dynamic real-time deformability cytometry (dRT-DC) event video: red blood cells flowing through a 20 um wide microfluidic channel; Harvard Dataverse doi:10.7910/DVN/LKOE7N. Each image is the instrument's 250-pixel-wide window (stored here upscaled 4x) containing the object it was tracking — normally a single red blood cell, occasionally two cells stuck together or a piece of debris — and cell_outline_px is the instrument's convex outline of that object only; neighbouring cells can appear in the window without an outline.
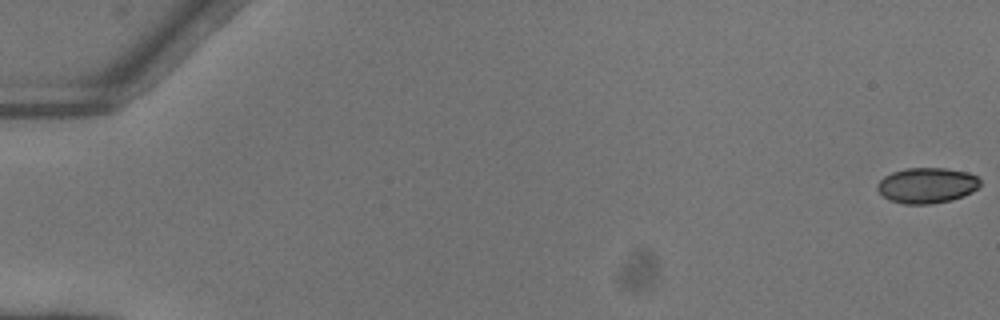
{"species": "common noctule bat (a hibernating species)", "species_latin": "Nyctalus noctula", "temperature_condition": "warm", "stored_images_in_passage": 52, "camera_frame_rate_fps": 3000, "um_per_image_px": 0.085, "animal": {"sex": "female"}, "frame": {"image": 1, "passage_image": 1, "time_ms": 0.0, "image_size_px": [1000, 320], "cell_outline_px": [[980, 188], [964, 196], [952, 200], [932, 204], [904, 204], [888, 200], [876, 188], [876, 184], [884, 176], [892, 172], [904, 168], [948, 168], [968, 172], [976, 176], [980, 180]], "centroid_in_image_um": [78.8, 15.76], "position_along_channel_um": 6.2, "area_um2": 21.62}}
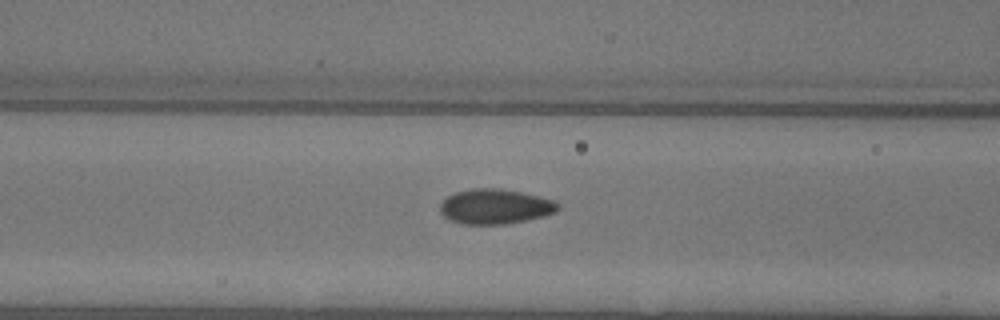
{"frame": {"image": 2, "passage_image": 23, "time_ms": 7.333, "image_size_px": [1000, 320], "cell_outline_px": [[560, 208], [556, 212], [544, 216], [504, 224], [464, 224], [452, 220], [444, 216], [440, 212], [440, 204], [448, 196], [456, 192], [472, 188], [500, 188], [540, 196], [556, 200], [560, 204]], "centroid_in_image_um": [42.13, 17.54], "position_along_channel_um": 124.5, "area_um2": 23.99}}
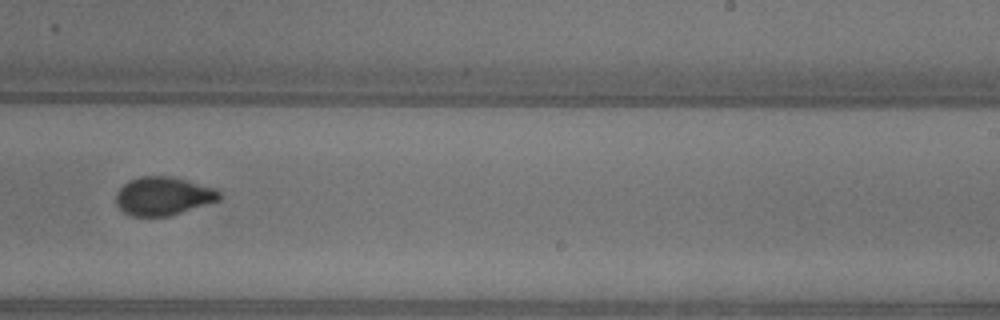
{"frame": {"image": 3, "passage_image": 34, "time_ms": 11.0, "image_size_px": [1000, 320], "cell_outline_px": [[220, 200], [168, 216], [132, 216], [124, 212], [116, 204], [116, 192], [124, 184], [140, 176], [172, 176], [212, 188], [220, 192]], "centroid_in_image_um": [13.84, 16.67], "position_along_channel_um": 275.2, "area_um2": 22.77}, "authors_computed_cell_mechanics": {"area_um2": 22.7732, "velocity_mm_per_s": 4.1143, "shape_relaxation_time_tau1_ms": 6.5687, "shape_relaxation_time_tau2_ms": null, "deformation_change_tau1": 0.1747, "deformation_change_tau2": null}}